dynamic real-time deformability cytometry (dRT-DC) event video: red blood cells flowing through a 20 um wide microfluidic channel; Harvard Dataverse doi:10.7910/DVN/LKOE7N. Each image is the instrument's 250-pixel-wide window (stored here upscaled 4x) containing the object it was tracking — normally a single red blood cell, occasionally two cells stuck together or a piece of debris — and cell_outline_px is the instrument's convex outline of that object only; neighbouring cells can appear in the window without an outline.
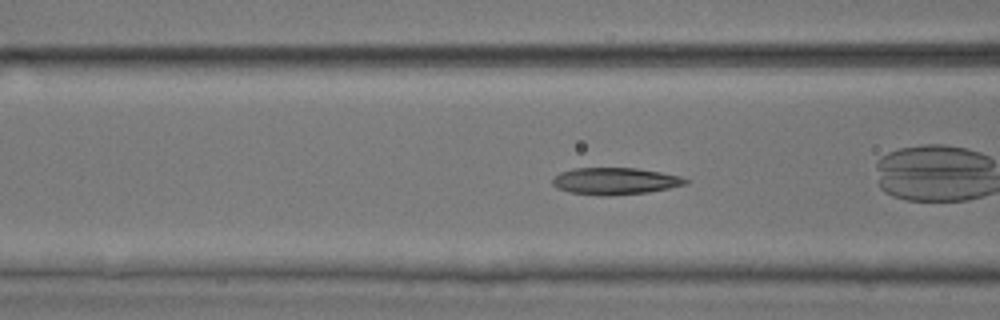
{"species": "common noctule bat (a hibernating species)", "species_latin": "Nyctalus noctula", "temperature_condition": "room temperature", "stored_images_in_passage": 46, "camera_frame_rate_fps": 3000, "um_per_image_px": 0.085, "animal": {"sex": "male", "body_mass_g": 17.9, "forearm_length_mm": 54.2}, "frame": {"image": 1, "passage_image": 14, "time_ms": 4.333, "image_size_px": [1000, 320], "cell_outline_px": [[688, 184], [648, 192], [608, 196], [604, 196], [568, 192], [556, 188], [552, 184], [552, 180], [560, 172], [572, 168], [636, 168], [660, 172], [680, 176], [688, 180]], "centroid_in_image_um": [52.25, 15.39], "position_along_channel_um": 114.3, "area_um2": 20.87}, "authors_computed_cell_mechanics": {"area_um2": 20.6635, "velocity_mm_per_s": 3.9476, "shape_relaxation_time_tau1_ms": 3.4543, "shape_relaxation_time_tau2_ms": 1.6603, "deformation_change_tau1": 0.1543, "deformation_change_tau2": 0.0806}}